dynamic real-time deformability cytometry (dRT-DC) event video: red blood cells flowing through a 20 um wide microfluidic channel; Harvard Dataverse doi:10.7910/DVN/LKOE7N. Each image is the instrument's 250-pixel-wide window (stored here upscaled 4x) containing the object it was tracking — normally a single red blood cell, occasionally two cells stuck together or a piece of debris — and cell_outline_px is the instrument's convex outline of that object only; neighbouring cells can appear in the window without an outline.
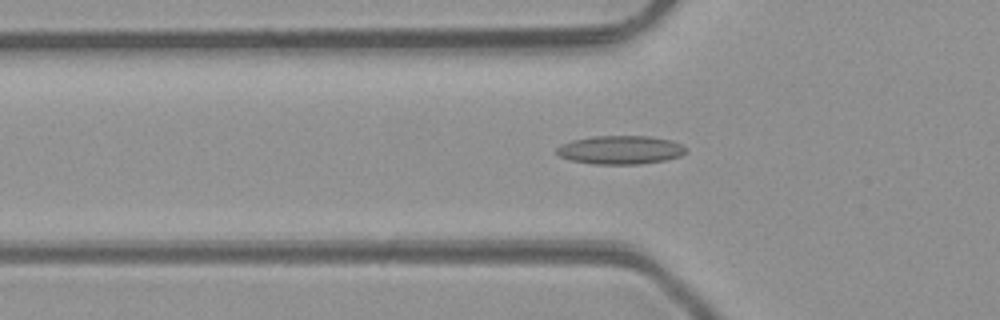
{"species": "common noctule bat (a hibernating species)", "species_latin": "Nyctalus noctula", "temperature_condition": "room temperature", "stored_images_in_passage": 46, "camera_frame_rate_fps": 3000, "um_per_image_px": 0.085, "animal": {"sex": "male", "body_mass_g": 23.1, "forearm_length_mm": 52.7}, "frame": {"image": 1, "passage_image": 16, "time_ms": 5.0, "image_size_px": [1000, 320], "cell_outline_px": [[688, 152], [680, 156], [664, 160], [640, 164], [592, 164], [572, 160], [560, 156], [556, 152], [556, 148], [560, 144], [572, 140], [592, 136], [648, 136], [672, 140], [688, 148]], "centroid_in_image_um": [52.75, 12.74], "position_along_channel_um": 73.1, "area_um2": 21.62}}
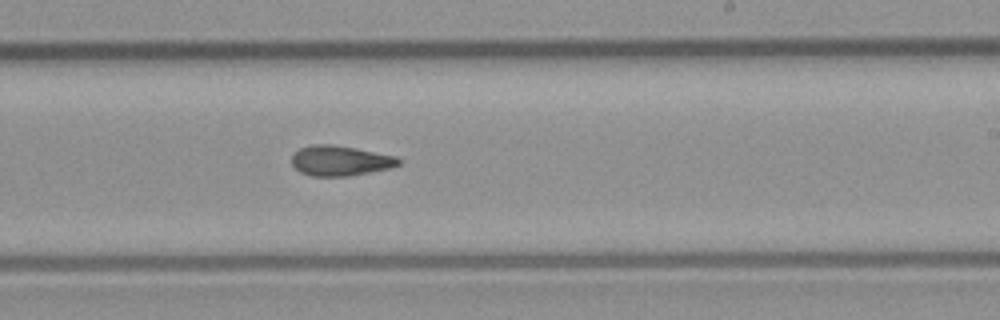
{"frame": {"image": 2, "passage_image": 29, "time_ms": 9.333, "image_size_px": [1000, 320], "cell_outline_px": [[400, 164], [388, 168], [348, 176], [312, 176], [300, 172], [292, 164], [292, 156], [300, 148], [312, 144], [332, 144], [356, 148], [396, 156], [400, 160]], "centroid_in_image_um": [28.9, 13.65], "position_along_channel_um": 260.1, "area_um2": 18.61}}
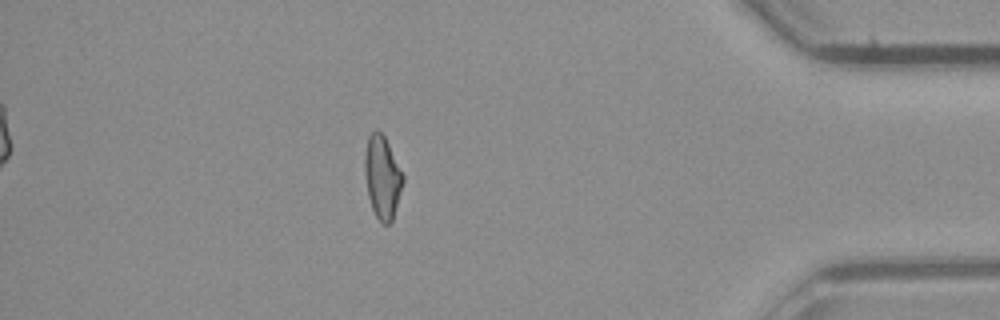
{"frame": {"image": 3, "passage_image": 42, "time_ms": 13.667, "image_size_px": [1000, 320], "cell_outline_px": [[404, 180], [392, 220], [388, 224], [384, 224], [376, 216], [372, 208], [368, 196], [364, 168], [364, 156], [368, 136], [376, 128], [384, 136], [404, 176]], "centroid_in_image_um": [32.48, 15.04], "position_along_channel_um": 402.7, "area_um2": 18.15}, "authors_computed_cell_mechanics": {"area_um2": 18.9584, "velocity_mm_per_s": 4.2884, "shape_relaxation_time_tau1_ms": null, "shape_relaxation_time_tau2_ms": 3.7095, "deformation_change_tau1": null, "deformation_change_tau2": 0.1252}}